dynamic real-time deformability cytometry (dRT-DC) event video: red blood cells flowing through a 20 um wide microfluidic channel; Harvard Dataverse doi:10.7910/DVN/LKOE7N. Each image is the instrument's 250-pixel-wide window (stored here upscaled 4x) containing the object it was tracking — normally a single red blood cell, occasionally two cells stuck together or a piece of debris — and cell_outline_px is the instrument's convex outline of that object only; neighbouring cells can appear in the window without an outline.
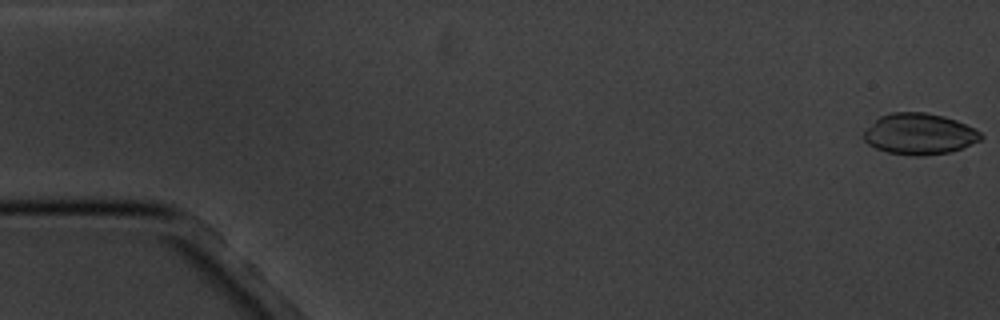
{"species": "common noctule bat (a hibernating species)", "species_latin": "Nyctalus noctula", "temperature_condition": "cold", "stored_images_in_passage": 5, "camera_frame_rate_fps": 3000, "um_per_image_px": 0.085, "animal": {"sex": "male", "body_mass_g": 20.1, "forearm_length_mm": 53.5}, "frame": {"image": 1, "passage_image": 1, "time_ms": 0.0, "image_size_px": [1000, 320], "cell_outline_px": [[984, 136], [980, 140], [952, 152], [924, 156], [916, 156], [888, 152], [876, 148], [868, 144], [864, 140], [864, 132], [880, 116], [892, 112], [924, 112], [944, 116], [956, 120], [980, 132]], "centroid_in_image_um": [78.16, 11.39], "position_along_channel_um": 6.8, "area_um2": 27.86}}